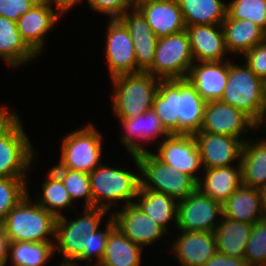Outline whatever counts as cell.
Wrapping results in <instances>:
<instances>
[{"label": "cell", "mask_w": 266, "mask_h": 266, "mask_svg": "<svg viewBox=\"0 0 266 266\" xmlns=\"http://www.w3.org/2000/svg\"><path fill=\"white\" fill-rule=\"evenodd\" d=\"M264 41L266 42V32H265V34H264Z\"/></svg>", "instance_id": "cell-54"}, {"label": "cell", "mask_w": 266, "mask_h": 266, "mask_svg": "<svg viewBox=\"0 0 266 266\" xmlns=\"http://www.w3.org/2000/svg\"><path fill=\"white\" fill-rule=\"evenodd\" d=\"M62 180L72 201L85 197L84 208H93L89 174L71 168H51Z\"/></svg>", "instance_id": "cell-36"}, {"label": "cell", "mask_w": 266, "mask_h": 266, "mask_svg": "<svg viewBox=\"0 0 266 266\" xmlns=\"http://www.w3.org/2000/svg\"><path fill=\"white\" fill-rule=\"evenodd\" d=\"M217 215H223L222 204L197 188L178 202L176 227L182 231L214 232L220 222Z\"/></svg>", "instance_id": "cell-9"}, {"label": "cell", "mask_w": 266, "mask_h": 266, "mask_svg": "<svg viewBox=\"0 0 266 266\" xmlns=\"http://www.w3.org/2000/svg\"><path fill=\"white\" fill-rule=\"evenodd\" d=\"M5 108L1 106L0 109V130L17 114L15 111Z\"/></svg>", "instance_id": "cell-48"}, {"label": "cell", "mask_w": 266, "mask_h": 266, "mask_svg": "<svg viewBox=\"0 0 266 266\" xmlns=\"http://www.w3.org/2000/svg\"><path fill=\"white\" fill-rule=\"evenodd\" d=\"M152 109L170 134H178L177 79H161Z\"/></svg>", "instance_id": "cell-32"}, {"label": "cell", "mask_w": 266, "mask_h": 266, "mask_svg": "<svg viewBox=\"0 0 266 266\" xmlns=\"http://www.w3.org/2000/svg\"><path fill=\"white\" fill-rule=\"evenodd\" d=\"M131 10L119 19L127 27L134 43L137 68L141 72H147L152 67L158 38L143 14L138 9Z\"/></svg>", "instance_id": "cell-18"}, {"label": "cell", "mask_w": 266, "mask_h": 266, "mask_svg": "<svg viewBox=\"0 0 266 266\" xmlns=\"http://www.w3.org/2000/svg\"><path fill=\"white\" fill-rule=\"evenodd\" d=\"M140 196V197H139ZM139 197V198H137ZM135 202L143 213L166 232L167 224L174 221L177 226L178 202L169 195L155 192L149 189H139Z\"/></svg>", "instance_id": "cell-30"}, {"label": "cell", "mask_w": 266, "mask_h": 266, "mask_svg": "<svg viewBox=\"0 0 266 266\" xmlns=\"http://www.w3.org/2000/svg\"><path fill=\"white\" fill-rule=\"evenodd\" d=\"M33 150L16 114L0 130V177L27 178L25 172L35 157Z\"/></svg>", "instance_id": "cell-8"}, {"label": "cell", "mask_w": 266, "mask_h": 266, "mask_svg": "<svg viewBox=\"0 0 266 266\" xmlns=\"http://www.w3.org/2000/svg\"><path fill=\"white\" fill-rule=\"evenodd\" d=\"M47 178L42 184V198L36 202L56 217H60L63 214L58 210L72 207L73 201L62 180L52 169L48 172Z\"/></svg>", "instance_id": "cell-35"}, {"label": "cell", "mask_w": 266, "mask_h": 266, "mask_svg": "<svg viewBox=\"0 0 266 266\" xmlns=\"http://www.w3.org/2000/svg\"><path fill=\"white\" fill-rule=\"evenodd\" d=\"M93 207L109 210L119 201L132 203L141 184V177L129 170L100 164L90 174Z\"/></svg>", "instance_id": "cell-5"}, {"label": "cell", "mask_w": 266, "mask_h": 266, "mask_svg": "<svg viewBox=\"0 0 266 266\" xmlns=\"http://www.w3.org/2000/svg\"><path fill=\"white\" fill-rule=\"evenodd\" d=\"M26 178L0 177V224L7 214L26 196Z\"/></svg>", "instance_id": "cell-38"}, {"label": "cell", "mask_w": 266, "mask_h": 266, "mask_svg": "<svg viewBox=\"0 0 266 266\" xmlns=\"http://www.w3.org/2000/svg\"><path fill=\"white\" fill-rule=\"evenodd\" d=\"M9 240L0 225V266H5L9 259Z\"/></svg>", "instance_id": "cell-46"}, {"label": "cell", "mask_w": 266, "mask_h": 266, "mask_svg": "<svg viewBox=\"0 0 266 266\" xmlns=\"http://www.w3.org/2000/svg\"><path fill=\"white\" fill-rule=\"evenodd\" d=\"M219 219H221L219 225L213 232L217 251L227 256L244 258L252 224L235 221L223 216Z\"/></svg>", "instance_id": "cell-26"}, {"label": "cell", "mask_w": 266, "mask_h": 266, "mask_svg": "<svg viewBox=\"0 0 266 266\" xmlns=\"http://www.w3.org/2000/svg\"><path fill=\"white\" fill-rule=\"evenodd\" d=\"M187 26L221 25L226 19L227 3L222 0H177Z\"/></svg>", "instance_id": "cell-31"}, {"label": "cell", "mask_w": 266, "mask_h": 266, "mask_svg": "<svg viewBox=\"0 0 266 266\" xmlns=\"http://www.w3.org/2000/svg\"><path fill=\"white\" fill-rule=\"evenodd\" d=\"M243 56L245 64L264 81L266 79V42L256 45Z\"/></svg>", "instance_id": "cell-42"}, {"label": "cell", "mask_w": 266, "mask_h": 266, "mask_svg": "<svg viewBox=\"0 0 266 266\" xmlns=\"http://www.w3.org/2000/svg\"><path fill=\"white\" fill-rule=\"evenodd\" d=\"M40 0H0V16L15 22Z\"/></svg>", "instance_id": "cell-43"}, {"label": "cell", "mask_w": 266, "mask_h": 266, "mask_svg": "<svg viewBox=\"0 0 266 266\" xmlns=\"http://www.w3.org/2000/svg\"><path fill=\"white\" fill-rule=\"evenodd\" d=\"M240 164L242 185L253 188L266 185V138L256 143L246 140Z\"/></svg>", "instance_id": "cell-29"}, {"label": "cell", "mask_w": 266, "mask_h": 266, "mask_svg": "<svg viewBox=\"0 0 266 266\" xmlns=\"http://www.w3.org/2000/svg\"><path fill=\"white\" fill-rule=\"evenodd\" d=\"M54 252V243L11 242L9 261L12 266H44Z\"/></svg>", "instance_id": "cell-34"}, {"label": "cell", "mask_w": 266, "mask_h": 266, "mask_svg": "<svg viewBox=\"0 0 266 266\" xmlns=\"http://www.w3.org/2000/svg\"><path fill=\"white\" fill-rule=\"evenodd\" d=\"M263 83L247 65L228 61V81L221 102L246 114L258 127L264 123Z\"/></svg>", "instance_id": "cell-3"}, {"label": "cell", "mask_w": 266, "mask_h": 266, "mask_svg": "<svg viewBox=\"0 0 266 266\" xmlns=\"http://www.w3.org/2000/svg\"><path fill=\"white\" fill-rule=\"evenodd\" d=\"M124 127L125 135L121 137V142L126 146L128 152L134 155L148 151L135 139L145 141H155L156 137H166L170 133L163 127L161 119L153 109L146 111L131 119H119Z\"/></svg>", "instance_id": "cell-21"}, {"label": "cell", "mask_w": 266, "mask_h": 266, "mask_svg": "<svg viewBox=\"0 0 266 266\" xmlns=\"http://www.w3.org/2000/svg\"><path fill=\"white\" fill-rule=\"evenodd\" d=\"M160 0H137V8L140 7L143 4L149 3V2H155Z\"/></svg>", "instance_id": "cell-51"}, {"label": "cell", "mask_w": 266, "mask_h": 266, "mask_svg": "<svg viewBox=\"0 0 266 266\" xmlns=\"http://www.w3.org/2000/svg\"><path fill=\"white\" fill-rule=\"evenodd\" d=\"M142 248L115 226L108 235L105 253L98 266H140Z\"/></svg>", "instance_id": "cell-27"}, {"label": "cell", "mask_w": 266, "mask_h": 266, "mask_svg": "<svg viewBox=\"0 0 266 266\" xmlns=\"http://www.w3.org/2000/svg\"><path fill=\"white\" fill-rule=\"evenodd\" d=\"M107 29L105 56L111 79L140 73L134 43L125 24L119 18L109 19Z\"/></svg>", "instance_id": "cell-10"}, {"label": "cell", "mask_w": 266, "mask_h": 266, "mask_svg": "<svg viewBox=\"0 0 266 266\" xmlns=\"http://www.w3.org/2000/svg\"><path fill=\"white\" fill-rule=\"evenodd\" d=\"M176 239L171 248L182 266H204L217 252L213 232L181 230Z\"/></svg>", "instance_id": "cell-16"}, {"label": "cell", "mask_w": 266, "mask_h": 266, "mask_svg": "<svg viewBox=\"0 0 266 266\" xmlns=\"http://www.w3.org/2000/svg\"><path fill=\"white\" fill-rule=\"evenodd\" d=\"M260 194L261 210L263 213V218H266V185L258 188Z\"/></svg>", "instance_id": "cell-49"}, {"label": "cell", "mask_w": 266, "mask_h": 266, "mask_svg": "<svg viewBox=\"0 0 266 266\" xmlns=\"http://www.w3.org/2000/svg\"><path fill=\"white\" fill-rule=\"evenodd\" d=\"M194 62L224 61L227 54L221 25L187 26Z\"/></svg>", "instance_id": "cell-20"}, {"label": "cell", "mask_w": 266, "mask_h": 266, "mask_svg": "<svg viewBox=\"0 0 266 266\" xmlns=\"http://www.w3.org/2000/svg\"><path fill=\"white\" fill-rule=\"evenodd\" d=\"M113 215V216H112ZM110 215L118 229L133 243L140 246L150 245L159 240L166 232L153 222L135 203L124 204L122 210Z\"/></svg>", "instance_id": "cell-15"}, {"label": "cell", "mask_w": 266, "mask_h": 266, "mask_svg": "<svg viewBox=\"0 0 266 266\" xmlns=\"http://www.w3.org/2000/svg\"><path fill=\"white\" fill-rule=\"evenodd\" d=\"M102 136L94 125L88 124L65 136L61 159L53 167L71 168L90 174L101 162Z\"/></svg>", "instance_id": "cell-7"}, {"label": "cell", "mask_w": 266, "mask_h": 266, "mask_svg": "<svg viewBox=\"0 0 266 266\" xmlns=\"http://www.w3.org/2000/svg\"><path fill=\"white\" fill-rule=\"evenodd\" d=\"M108 210L102 208H85L84 215L79 217V231L83 236L85 234L95 233L99 230L101 221Z\"/></svg>", "instance_id": "cell-44"}, {"label": "cell", "mask_w": 266, "mask_h": 266, "mask_svg": "<svg viewBox=\"0 0 266 266\" xmlns=\"http://www.w3.org/2000/svg\"><path fill=\"white\" fill-rule=\"evenodd\" d=\"M29 193L7 214L0 224L9 242L53 243L57 217L37 202ZM47 235L52 236L47 237Z\"/></svg>", "instance_id": "cell-1"}, {"label": "cell", "mask_w": 266, "mask_h": 266, "mask_svg": "<svg viewBox=\"0 0 266 266\" xmlns=\"http://www.w3.org/2000/svg\"><path fill=\"white\" fill-rule=\"evenodd\" d=\"M158 145V154L153 155L166 165L192 176L197 182V172L202 165L201 154L194 135L169 134Z\"/></svg>", "instance_id": "cell-11"}, {"label": "cell", "mask_w": 266, "mask_h": 266, "mask_svg": "<svg viewBox=\"0 0 266 266\" xmlns=\"http://www.w3.org/2000/svg\"><path fill=\"white\" fill-rule=\"evenodd\" d=\"M194 57L186 30L157 39L152 67L147 73L159 79H186Z\"/></svg>", "instance_id": "cell-6"}, {"label": "cell", "mask_w": 266, "mask_h": 266, "mask_svg": "<svg viewBox=\"0 0 266 266\" xmlns=\"http://www.w3.org/2000/svg\"><path fill=\"white\" fill-rule=\"evenodd\" d=\"M160 80L147 72L112 79V108L118 119H131L152 109Z\"/></svg>", "instance_id": "cell-4"}, {"label": "cell", "mask_w": 266, "mask_h": 266, "mask_svg": "<svg viewBox=\"0 0 266 266\" xmlns=\"http://www.w3.org/2000/svg\"><path fill=\"white\" fill-rule=\"evenodd\" d=\"M223 217L247 224L263 219L258 188L241 185L222 204Z\"/></svg>", "instance_id": "cell-24"}, {"label": "cell", "mask_w": 266, "mask_h": 266, "mask_svg": "<svg viewBox=\"0 0 266 266\" xmlns=\"http://www.w3.org/2000/svg\"><path fill=\"white\" fill-rule=\"evenodd\" d=\"M187 79L206 102L221 100L228 81V61L194 62Z\"/></svg>", "instance_id": "cell-17"}, {"label": "cell", "mask_w": 266, "mask_h": 266, "mask_svg": "<svg viewBox=\"0 0 266 266\" xmlns=\"http://www.w3.org/2000/svg\"><path fill=\"white\" fill-rule=\"evenodd\" d=\"M194 136L203 169L229 167L235 160L240 162L245 139L209 132H197Z\"/></svg>", "instance_id": "cell-13"}, {"label": "cell", "mask_w": 266, "mask_h": 266, "mask_svg": "<svg viewBox=\"0 0 266 266\" xmlns=\"http://www.w3.org/2000/svg\"><path fill=\"white\" fill-rule=\"evenodd\" d=\"M115 226L116 224L114 219L110 217L105 226V230H97L95 233L83 235V254L76 261H87L88 265L92 266L93 264L91 263V259H93V257H96V265L98 266L105 253V246L108 235Z\"/></svg>", "instance_id": "cell-40"}, {"label": "cell", "mask_w": 266, "mask_h": 266, "mask_svg": "<svg viewBox=\"0 0 266 266\" xmlns=\"http://www.w3.org/2000/svg\"><path fill=\"white\" fill-rule=\"evenodd\" d=\"M204 266H248V264L244 258L227 256L217 251Z\"/></svg>", "instance_id": "cell-45"}, {"label": "cell", "mask_w": 266, "mask_h": 266, "mask_svg": "<svg viewBox=\"0 0 266 266\" xmlns=\"http://www.w3.org/2000/svg\"><path fill=\"white\" fill-rule=\"evenodd\" d=\"M258 127L246 114L237 108L218 101L206 103L200 132H209L242 138L248 129Z\"/></svg>", "instance_id": "cell-12"}, {"label": "cell", "mask_w": 266, "mask_h": 266, "mask_svg": "<svg viewBox=\"0 0 266 266\" xmlns=\"http://www.w3.org/2000/svg\"><path fill=\"white\" fill-rule=\"evenodd\" d=\"M221 26L229 53L231 51L244 55L256 45L264 42L265 32L250 20L225 19Z\"/></svg>", "instance_id": "cell-25"}, {"label": "cell", "mask_w": 266, "mask_h": 266, "mask_svg": "<svg viewBox=\"0 0 266 266\" xmlns=\"http://www.w3.org/2000/svg\"><path fill=\"white\" fill-rule=\"evenodd\" d=\"M226 19L250 20L266 32V0H232Z\"/></svg>", "instance_id": "cell-37"}, {"label": "cell", "mask_w": 266, "mask_h": 266, "mask_svg": "<svg viewBox=\"0 0 266 266\" xmlns=\"http://www.w3.org/2000/svg\"><path fill=\"white\" fill-rule=\"evenodd\" d=\"M203 172L198 188L220 204H223L242 185L240 162L237 167L209 168Z\"/></svg>", "instance_id": "cell-23"}, {"label": "cell", "mask_w": 266, "mask_h": 266, "mask_svg": "<svg viewBox=\"0 0 266 266\" xmlns=\"http://www.w3.org/2000/svg\"><path fill=\"white\" fill-rule=\"evenodd\" d=\"M80 233L79 216L68 222L64 215L57 217L54 251L62 253L63 261L76 262L83 254L84 239Z\"/></svg>", "instance_id": "cell-33"}, {"label": "cell", "mask_w": 266, "mask_h": 266, "mask_svg": "<svg viewBox=\"0 0 266 266\" xmlns=\"http://www.w3.org/2000/svg\"><path fill=\"white\" fill-rule=\"evenodd\" d=\"M131 156L142 175L139 189L164 193L179 202L198 188V182L192 176L164 164L150 151Z\"/></svg>", "instance_id": "cell-2"}, {"label": "cell", "mask_w": 266, "mask_h": 266, "mask_svg": "<svg viewBox=\"0 0 266 266\" xmlns=\"http://www.w3.org/2000/svg\"><path fill=\"white\" fill-rule=\"evenodd\" d=\"M37 55L20 36L15 21L0 16V57L11 67L30 62Z\"/></svg>", "instance_id": "cell-28"}, {"label": "cell", "mask_w": 266, "mask_h": 266, "mask_svg": "<svg viewBox=\"0 0 266 266\" xmlns=\"http://www.w3.org/2000/svg\"><path fill=\"white\" fill-rule=\"evenodd\" d=\"M90 8L99 13L110 16V19L120 18L125 12L132 9L127 0H88Z\"/></svg>", "instance_id": "cell-41"}, {"label": "cell", "mask_w": 266, "mask_h": 266, "mask_svg": "<svg viewBox=\"0 0 266 266\" xmlns=\"http://www.w3.org/2000/svg\"><path fill=\"white\" fill-rule=\"evenodd\" d=\"M244 259L248 266H266V218L252 225Z\"/></svg>", "instance_id": "cell-39"}, {"label": "cell", "mask_w": 266, "mask_h": 266, "mask_svg": "<svg viewBox=\"0 0 266 266\" xmlns=\"http://www.w3.org/2000/svg\"><path fill=\"white\" fill-rule=\"evenodd\" d=\"M50 3L56 5L57 11L60 14L65 13L66 11H68L69 9H71V7L77 5V3H79V1L82 0H49Z\"/></svg>", "instance_id": "cell-47"}, {"label": "cell", "mask_w": 266, "mask_h": 266, "mask_svg": "<svg viewBox=\"0 0 266 266\" xmlns=\"http://www.w3.org/2000/svg\"><path fill=\"white\" fill-rule=\"evenodd\" d=\"M146 18L157 38L179 33L186 29L177 0L149 2L137 8Z\"/></svg>", "instance_id": "cell-22"}, {"label": "cell", "mask_w": 266, "mask_h": 266, "mask_svg": "<svg viewBox=\"0 0 266 266\" xmlns=\"http://www.w3.org/2000/svg\"><path fill=\"white\" fill-rule=\"evenodd\" d=\"M127 1L131 4L132 8L137 9V0H127Z\"/></svg>", "instance_id": "cell-53"}, {"label": "cell", "mask_w": 266, "mask_h": 266, "mask_svg": "<svg viewBox=\"0 0 266 266\" xmlns=\"http://www.w3.org/2000/svg\"><path fill=\"white\" fill-rule=\"evenodd\" d=\"M263 100H264V123H266V79L263 83Z\"/></svg>", "instance_id": "cell-50"}, {"label": "cell", "mask_w": 266, "mask_h": 266, "mask_svg": "<svg viewBox=\"0 0 266 266\" xmlns=\"http://www.w3.org/2000/svg\"><path fill=\"white\" fill-rule=\"evenodd\" d=\"M62 262H61V265L59 266H79L78 263L76 262H70V261H62Z\"/></svg>", "instance_id": "cell-52"}, {"label": "cell", "mask_w": 266, "mask_h": 266, "mask_svg": "<svg viewBox=\"0 0 266 266\" xmlns=\"http://www.w3.org/2000/svg\"><path fill=\"white\" fill-rule=\"evenodd\" d=\"M206 103L187 78L177 79L178 134L200 132Z\"/></svg>", "instance_id": "cell-19"}, {"label": "cell", "mask_w": 266, "mask_h": 266, "mask_svg": "<svg viewBox=\"0 0 266 266\" xmlns=\"http://www.w3.org/2000/svg\"><path fill=\"white\" fill-rule=\"evenodd\" d=\"M60 15L49 0H40L16 22L22 40L37 56L43 50L46 33L52 30Z\"/></svg>", "instance_id": "cell-14"}]
</instances>
